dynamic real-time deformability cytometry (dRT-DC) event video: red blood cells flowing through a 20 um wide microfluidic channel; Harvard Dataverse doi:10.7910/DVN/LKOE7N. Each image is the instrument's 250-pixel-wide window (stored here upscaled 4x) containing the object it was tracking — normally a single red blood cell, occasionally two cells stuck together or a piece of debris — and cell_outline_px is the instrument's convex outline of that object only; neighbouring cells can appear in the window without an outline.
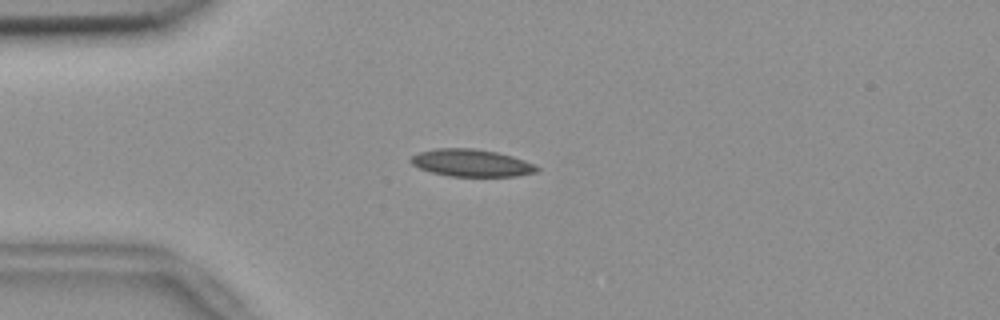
{"species": "common noctule bat (a hibernating species)", "species_latin": "Nyctalus noctula", "temperature_condition": "room temperature", "stored_images_in_passage": 51, "camera_frame_rate_fps": 3000, "um_per_image_px": 0.085, "animal": {"sex": "female", "body_mass_g": 18.4}, "frame": {"image": 1, "passage_image": 10, "time_ms": 3.0, "image_size_px": [1000, 320], "cell_outline_px": [[540, 168], [536, 172], [516, 176], [448, 176], [432, 172], [420, 168], [412, 164], [408, 160], [412, 156], [420, 152], [436, 148], [476, 148], [496, 152], [512, 156], [524, 160]], "centroid_in_image_um": [40.05, 13.84], "position_along_channel_um": 45.0, "area_um2": 19.94}}
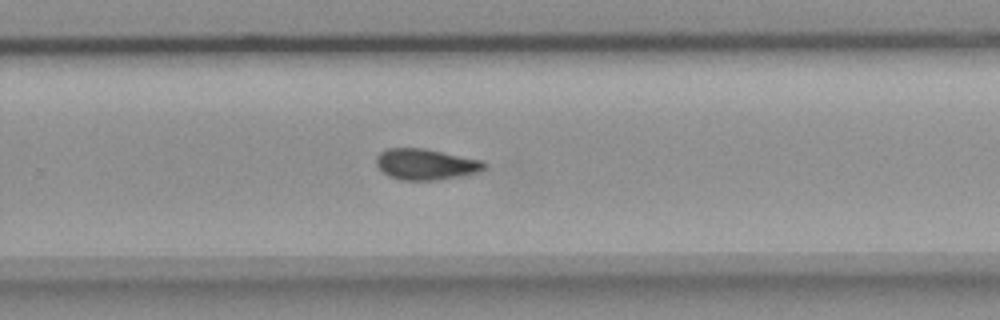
{"frame": {"image": 2, "passage_image": 32, "time_ms": 10.333, "image_size_px": [1000, 320], "cell_outline_px": [[488, 168], [480, 172], [436, 180], [400, 180], [388, 176], [376, 164], [376, 156], [384, 148], [424, 148], [484, 160], [488, 164]], "centroid_in_image_um": [36.23, 13.95], "position_along_channel_um": 293.6, "area_um2": 19.77}}
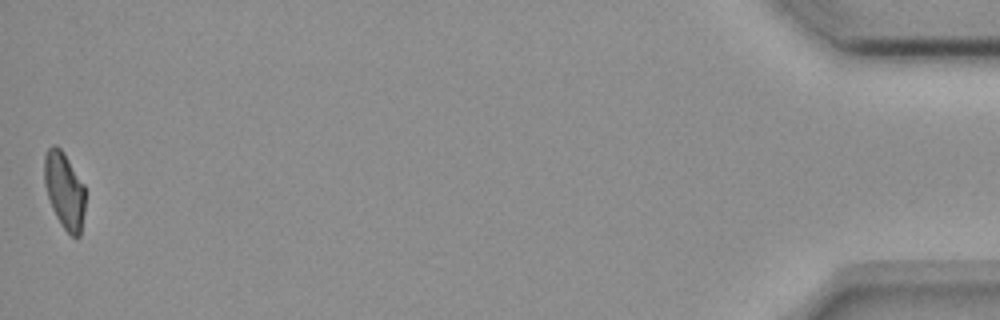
{"frame": {"image": 3, "passage_image": 51, "time_ms": 16.667, "image_size_px": [1000, 320], "cell_outline_px": [[84, 212], [80, 236], [72, 236], [60, 224], [52, 208], [44, 184], [44, 156], [48, 148], [52, 144], [56, 144], [64, 152], [84, 184]], "centroid_in_image_um": [5.46, 16.15], "position_along_channel_um": 429.7, "area_um2": 18.26}, "authors_computed_cell_mechanics": {"area_um2": 19.5942, "velocity_mm_per_s": 3.6483, "shape_relaxation_time_tau1_ms": null, "shape_relaxation_time_tau2_ms": 4.1247, "deformation_change_tau1": null, "deformation_change_tau2": 0.1011}}